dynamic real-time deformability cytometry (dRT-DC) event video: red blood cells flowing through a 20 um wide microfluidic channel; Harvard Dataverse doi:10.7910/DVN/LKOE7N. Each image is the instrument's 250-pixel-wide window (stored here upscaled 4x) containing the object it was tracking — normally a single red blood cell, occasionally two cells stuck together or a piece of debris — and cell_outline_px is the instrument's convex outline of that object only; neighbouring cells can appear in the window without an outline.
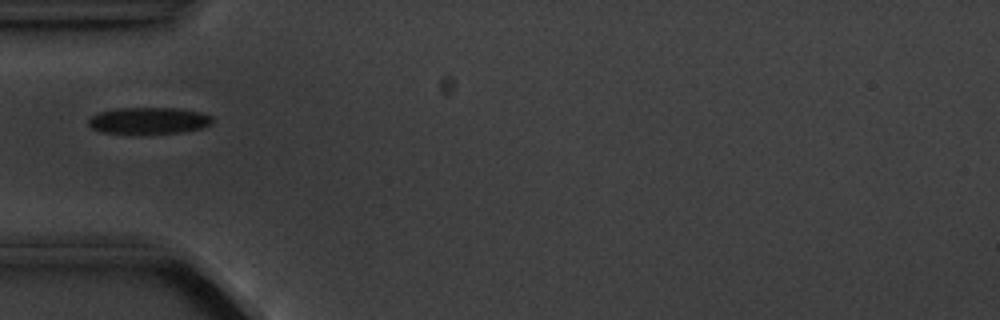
{"species": "common noctule bat (a hibernating species)", "species_latin": "Nyctalus noctula", "temperature_condition": "cold", "stored_images_in_passage": 7, "camera_frame_rate_fps": 3000, "um_per_image_px": 0.085, "animal": {"sex": "male", "body_mass_g": 20.1, "forearm_length_mm": 53.5}, "frame": {"image": 1, "passage_image": 1, "time_ms": 0.0, "image_size_px": [1000, 320], "cell_outline_px": [[212, 124], [200, 128], [180, 132], [100, 132], [92, 128], [88, 124], [88, 120], [92, 116], [100, 112], [116, 108], [180, 108], [200, 112], [212, 116]], "centroid_in_image_um": [12.66, 10.22], "position_along_channel_um": 72.3, "area_um2": 18.73}}
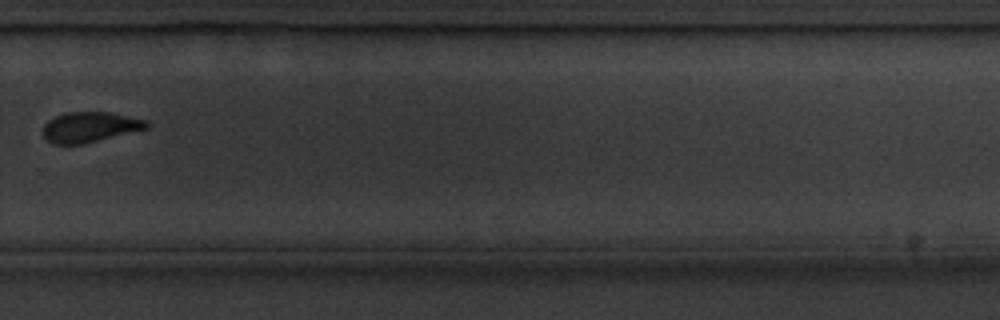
{"frame": {"image": 2, "passage_image": 7, "time_ms": 7.0, "image_size_px": [1000, 320], "cell_outline_px": [[152, 124], [148, 128], [84, 144], [52, 144], [44, 136], [44, 124], [48, 120], [56, 116], [68, 112], [108, 112], [148, 120]], "centroid_in_image_um": [7.67, 10.8], "position_along_channel_um": 322.1, "area_um2": 18.26}}